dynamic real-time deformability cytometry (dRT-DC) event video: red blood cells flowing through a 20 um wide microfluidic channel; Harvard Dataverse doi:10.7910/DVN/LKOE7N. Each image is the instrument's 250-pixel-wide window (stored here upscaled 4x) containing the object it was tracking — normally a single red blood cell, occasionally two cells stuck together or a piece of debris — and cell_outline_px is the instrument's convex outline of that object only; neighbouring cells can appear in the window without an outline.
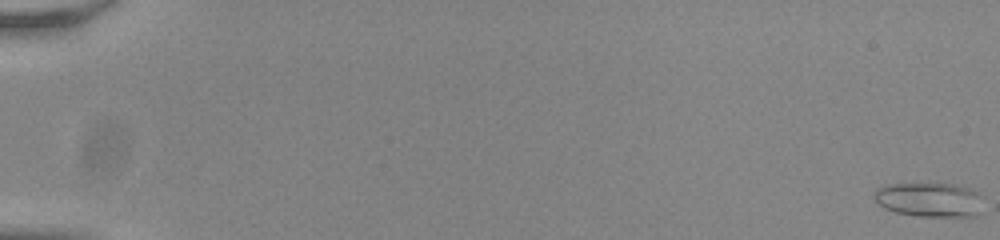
{"species": "common noctule bat (a hibernating species)", "species_latin": "Nyctalus noctula", "temperature_condition": "room temperature", "stored_images_in_passage": 56, "camera_frame_rate_fps": 3000, "um_per_image_px": 0.085, "animal": {"sex": "male", "body_mass_g": 20.0, "forearm_length_mm": 53.3}, "frame": {"image": 1, "passage_image": 1, "time_ms": 0.0, "image_size_px": [1000, 240], "cell_outline_px": [[984, 212], [976, 216], [916, 216], [896, 212], [884, 208], [876, 200], [876, 188], [888, 184], [952, 184], [972, 188], [980, 192], [984, 196]], "centroid_in_image_um": [79.15, 16.98], "position_along_channel_um": 5.9, "area_um2": 22.25}}
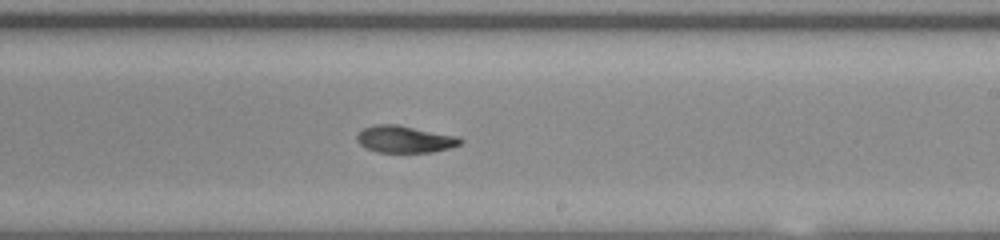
{"frame": {"image": 2, "passage_image": 36, "time_ms": 11.667, "image_size_px": [1000, 240], "cell_outline_px": [[464, 140], [460, 144], [448, 148], [432, 152], [376, 152], [364, 148], [356, 140], [356, 136], [364, 128], [376, 124], [396, 124], [460, 136]], "centroid_in_image_um": [34.41, 11.83], "position_along_channel_um": 254.6, "area_um2": 16.36}}
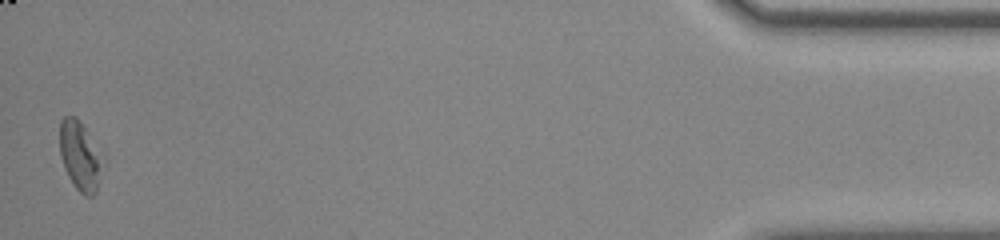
{"frame": {"image": 3, "passage_image": 56, "time_ms": 18.333, "image_size_px": [1000, 240], "cell_outline_px": [[96, 192], [92, 196], [84, 196], [72, 184], [64, 168], [60, 156], [60, 120], [64, 116], [76, 116], [84, 128], [96, 156]], "centroid_in_image_um": [6.62, 13.23], "position_along_channel_um": 428.6, "area_um2": 15.43}, "authors_computed_cell_mechanics": {"area_um2": 16.9354, "velocity_mm_per_s": 3.7977, "shape_relaxation_time_tau1_ms": null, "shape_relaxation_time_tau2_ms": 4.6904, "deformation_change_tau1": null, "deformation_change_tau2": 0.0888}}